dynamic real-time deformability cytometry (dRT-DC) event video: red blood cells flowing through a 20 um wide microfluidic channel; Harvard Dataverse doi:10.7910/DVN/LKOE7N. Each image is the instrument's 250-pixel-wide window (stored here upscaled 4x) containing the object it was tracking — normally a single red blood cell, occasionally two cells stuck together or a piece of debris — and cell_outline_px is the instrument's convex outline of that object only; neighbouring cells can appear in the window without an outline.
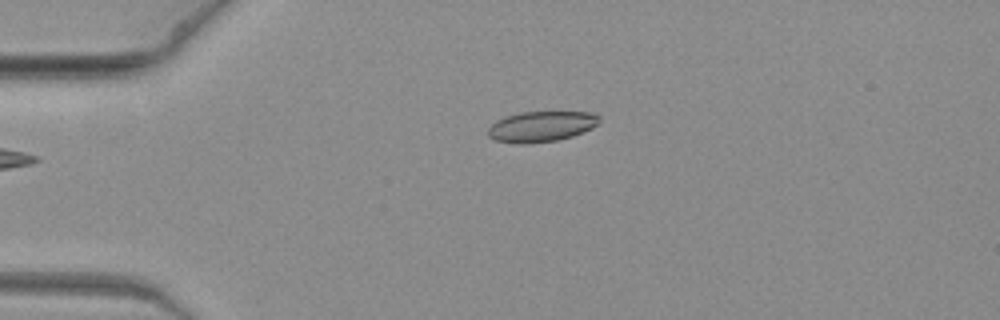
{"species": "common noctule bat (a hibernating species)", "species_latin": "Nyctalus noctula", "temperature_condition": "warm", "stored_images_in_passage": 2, "camera_frame_rate_fps": 3000, "um_per_image_px": 0.085, "animal": {"sex": "female", "body_mass_g": 19.3, "forearm_length_mm": 54.1}, "frame": {"image": 1, "passage_image": 2, "time_ms": 0.333, "image_size_px": [1000, 320], "cell_outline_px": [[600, 120], [592, 128], [572, 136], [556, 140], [528, 144], [516, 144], [496, 140], [488, 136], [488, 128], [496, 120], [520, 112], [592, 112], [600, 116]], "centroid_in_image_um": [46.0, 10.75], "position_along_channel_um": 39.0, "area_um2": 19.77}}